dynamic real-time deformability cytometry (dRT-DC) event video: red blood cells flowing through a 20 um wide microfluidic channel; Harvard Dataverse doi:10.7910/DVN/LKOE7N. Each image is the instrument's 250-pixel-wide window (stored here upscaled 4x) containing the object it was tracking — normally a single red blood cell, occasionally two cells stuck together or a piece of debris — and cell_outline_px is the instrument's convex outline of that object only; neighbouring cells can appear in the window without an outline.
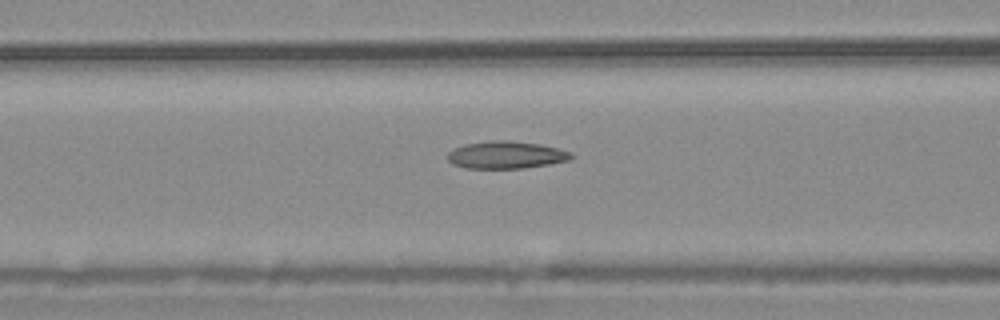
{"species": "common noctule bat (a hibernating species)", "species_latin": "Nyctalus noctula", "temperature_condition": "warm", "stored_images_in_passage": 55, "camera_frame_rate_fps": 3000, "um_per_image_px": 0.085, "animal": {"sex": "male", "body_mass_g": 20.4}, "frame": {"image": 1, "passage_image": 22, "time_ms": 7.0, "image_size_px": [1000, 320], "cell_outline_px": [[572, 160], [524, 168], [464, 168], [452, 164], [448, 160], [448, 152], [452, 148], [464, 144], [492, 140], [508, 140], [540, 144], [572, 152]], "centroid_in_image_um": [42.99, 13.16], "position_along_channel_um": 123.6, "area_um2": 19.83}}
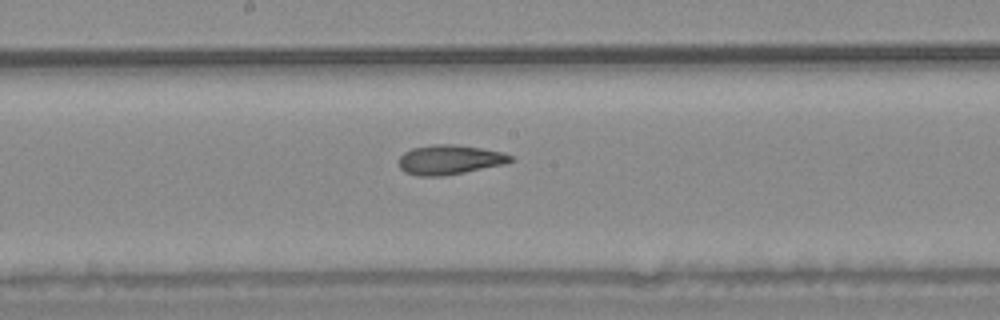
{"frame": {"image": 2, "passage_image": 29, "time_ms": 9.333, "image_size_px": [1000, 320], "cell_outline_px": [[516, 160], [504, 164], [444, 176], [416, 176], [404, 172], [400, 168], [400, 156], [404, 152], [412, 148], [436, 144], [456, 144], [504, 152], [512, 156]], "centroid_in_image_um": [38.23, 13.57], "position_along_channel_um": 210.0, "area_um2": 19.31}}
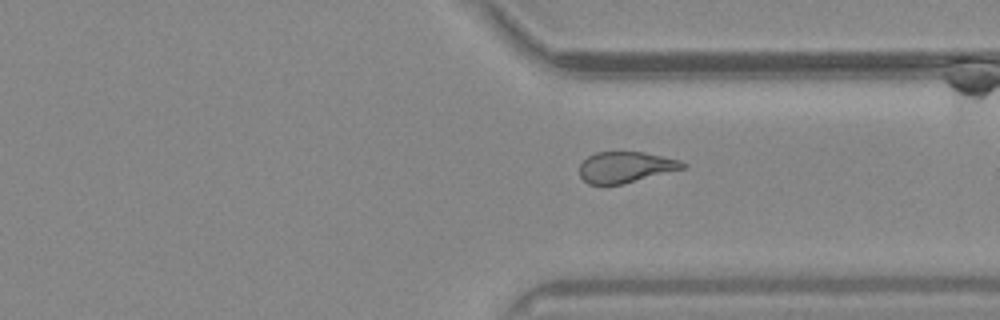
{"frame": {"image": 3, "passage_image": 41, "time_ms": 13.333, "image_size_px": [1000, 320], "cell_outline_px": [[688, 164], [684, 168], [624, 184], [588, 184], [580, 176], [580, 164], [588, 156], [596, 152], [644, 152], [680, 160]], "centroid_in_image_um": [53.18, 14.2], "position_along_channel_um": 358.2, "area_um2": 18.55}, "authors_computed_cell_mechanics": {"area_um2": 20.2878, "velocity_mm_per_s": 3.697, "shape_relaxation_time_tau1_ms": 10.9426, "shape_relaxation_time_tau2_ms": 3.4888, "deformation_change_tau1": 0.2569, "deformation_change_tau2": 0.1201}}